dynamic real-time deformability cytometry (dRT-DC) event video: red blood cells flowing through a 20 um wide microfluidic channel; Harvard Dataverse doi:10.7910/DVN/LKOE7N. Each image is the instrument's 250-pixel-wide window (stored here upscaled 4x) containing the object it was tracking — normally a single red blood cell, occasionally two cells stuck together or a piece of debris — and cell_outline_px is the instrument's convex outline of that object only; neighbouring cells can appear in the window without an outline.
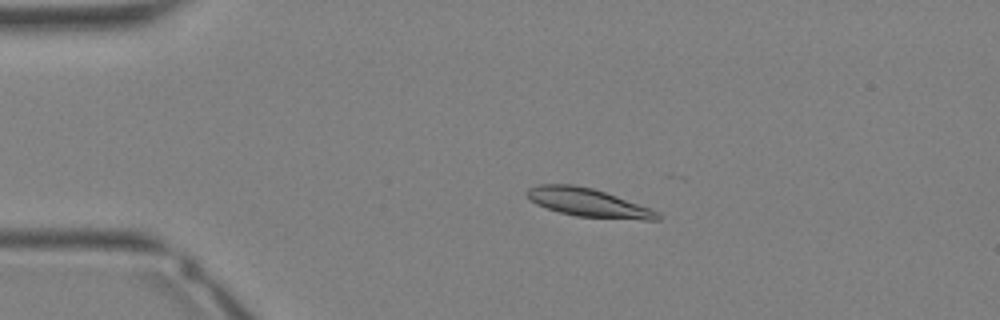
{"species": "Egyptian fruit bat (a non-hibernating species)", "species_latin": "Rousettus aegyptiacus", "temperature_condition": "warm", "stored_images_in_passage": 31, "camera_frame_rate_fps": 3000, "um_per_image_px": 0.085, "animal": {"sex": "female"}, "frame": {"image": 1, "passage_image": 7, "time_ms": 2.0, "image_size_px": [1000, 320], "cell_outline_px": [[660, 220], [644, 220], [576, 216], [560, 212], [536, 204], [524, 192], [528, 188], [540, 184], [572, 184], [592, 188], [652, 208], [660, 216]], "centroid_in_image_um": [50.0, 17.22], "position_along_channel_um": 35.0, "area_um2": 21.39}}
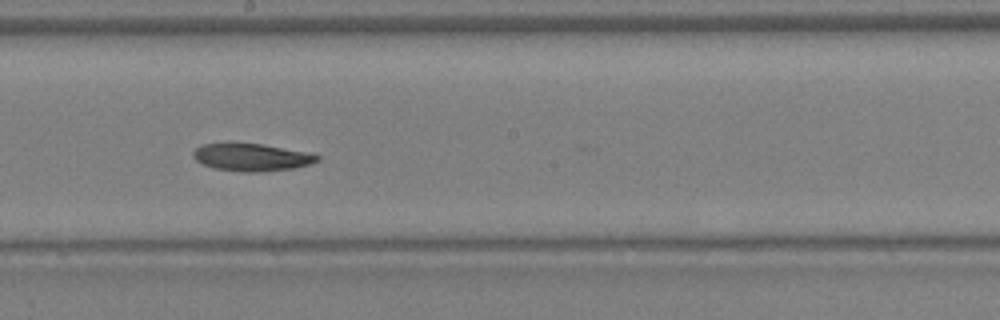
{"frame": {"image": 2, "passage_image": 19, "time_ms": 6.0, "image_size_px": [1000, 320], "cell_outline_px": [[320, 160], [308, 164], [292, 168], [256, 172], [244, 172], [216, 168], [204, 164], [196, 160], [192, 156], [192, 152], [200, 144], [260, 144], [312, 152], [320, 156]], "centroid_in_image_um": [21.42, 13.36], "position_along_channel_um": 226.8, "area_um2": 19.59}}
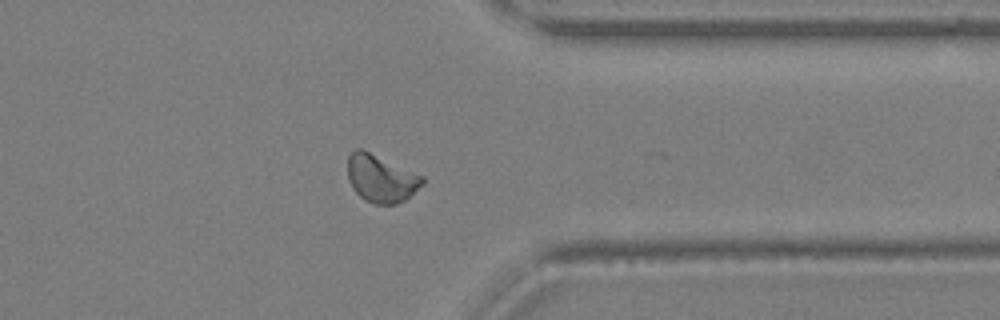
{"frame": {"image": 3, "passage_image": 27, "time_ms": 8.667, "image_size_px": [1000, 320], "cell_outline_px": [[424, 184], [404, 200], [396, 204], [376, 204], [364, 200], [352, 188], [348, 180], [348, 156], [356, 148], [360, 148], [424, 176]], "centroid_in_image_um": [32.38, 15.18], "position_along_channel_um": 379.0, "area_um2": 20.58}}